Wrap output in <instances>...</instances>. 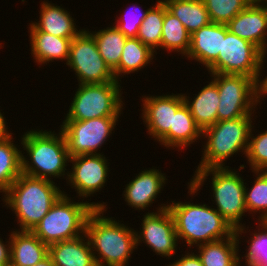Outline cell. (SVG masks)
Here are the masks:
<instances>
[{
    "instance_id": "cell-1",
    "label": "cell",
    "mask_w": 267,
    "mask_h": 266,
    "mask_svg": "<svg viewBox=\"0 0 267 266\" xmlns=\"http://www.w3.org/2000/svg\"><path fill=\"white\" fill-rule=\"evenodd\" d=\"M54 183L21 173L5 192L4 201L15 211L21 231H32L64 194Z\"/></svg>"
},
{
    "instance_id": "cell-2",
    "label": "cell",
    "mask_w": 267,
    "mask_h": 266,
    "mask_svg": "<svg viewBox=\"0 0 267 266\" xmlns=\"http://www.w3.org/2000/svg\"><path fill=\"white\" fill-rule=\"evenodd\" d=\"M104 211L95 209L89 215L83 236L88 238L92 251L99 254L98 258L94 256L97 266H126L133 249L137 248L136 232L112 218L103 217Z\"/></svg>"
},
{
    "instance_id": "cell-3",
    "label": "cell",
    "mask_w": 267,
    "mask_h": 266,
    "mask_svg": "<svg viewBox=\"0 0 267 266\" xmlns=\"http://www.w3.org/2000/svg\"><path fill=\"white\" fill-rule=\"evenodd\" d=\"M168 209L174 219L178 240L184 239L188 246L226 239L236 232L216 209L206 204L173 201Z\"/></svg>"
},
{
    "instance_id": "cell-4",
    "label": "cell",
    "mask_w": 267,
    "mask_h": 266,
    "mask_svg": "<svg viewBox=\"0 0 267 266\" xmlns=\"http://www.w3.org/2000/svg\"><path fill=\"white\" fill-rule=\"evenodd\" d=\"M21 144L31 160V162L26 160L22 154L23 174L48 180H51L49 177L52 176L55 178L65 175V167L67 161L70 162V155L61 131L56 136V133L51 131L30 130L23 135Z\"/></svg>"
},
{
    "instance_id": "cell-5",
    "label": "cell",
    "mask_w": 267,
    "mask_h": 266,
    "mask_svg": "<svg viewBox=\"0 0 267 266\" xmlns=\"http://www.w3.org/2000/svg\"><path fill=\"white\" fill-rule=\"evenodd\" d=\"M101 203L71 202L63 194L41 219L32 232L48 246L85 234L86 222L95 209H105Z\"/></svg>"
},
{
    "instance_id": "cell-6",
    "label": "cell",
    "mask_w": 267,
    "mask_h": 266,
    "mask_svg": "<svg viewBox=\"0 0 267 266\" xmlns=\"http://www.w3.org/2000/svg\"><path fill=\"white\" fill-rule=\"evenodd\" d=\"M193 180L189 185L190 194L197 193L209 174L212 175L213 197L217 211L236 230V234L243 233L245 229L240 220L245 212V185L243 179L226 166L223 168H208L196 170ZM240 223V224H239Z\"/></svg>"
},
{
    "instance_id": "cell-7",
    "label": "cell",
    "mask_w": 267,
    "mask_h": 266,
    "mask_svg": "<svg viewBox=\"0 0 267 266\" xmlns=\"http://www.w3.org/2000/svg\"><path fill=\"white\" fill-rule=\"evenodd\" d=\"M251 115L232 120L217 121L204 129L202 136L208 137L202 161L196 170L223 168V162L242 150L246 156L252 128Z\"/></svg>"
},
{
    "instance_id": "cell-8",
    "label": "cell",
    "mask_w": 267,
    "mask_h": 266,
    "mask_svg": "<svg viewBox=\"0 0 267 266\" xmlns=\"http://www.w3.org/2000/svg\"><path fill=\"white\" fill-rule=\"evenodd\" d=\"M211 74L219 93L217 121L252 115L253 107L260 103L258 82L245 75Z\"/></svg>"
},
{
    "instance_id": "cell-9",
    "label": "cell",
    "mask_w": 267,
    "mask_h": 266,
    "mask_svg": "<svg viewBox=\"0 0 267 266\" xmlns=\"http://www.w3.org/2000/svg\"><path fill=\"white\" fill-rule=\"evenodd\" d=\"M119 87V82L79 84L65 120L85 121L120 115L123 101Z\"/></svg>"
},
{
    "instance_id": "cell-10",
    "label": "cell",
    "mask_w": 267,
    "mask_h": 266,
    "mask_svg": "<svg viewBox=\"0 0 267 266\" xmlns=\"http://www.w3.org/2000/svg\"><path fill=\"white\" fill-rule=\"evenodd\" d=\"M264 57L256 45L228 31L222 37L218 58L207 69L211 73L245 75L259 83Z\"/></svg>"
},
{
    "instance_id": "cell-11",
    "label": "cell",
    "mask_w": 267,
    "mask_h": 266,
    "mask_svg": "<svg viewBox=\"0 0 267 266\" xmlns=\"http://www.w3.org/2000/svg\"><path fill=\"white\" fill-rule=\"evenodd\" d=\"M66 64L76 72L79 84L118 82L100 55L94 37L84 29L71 40Z\"/></svg>"
},
{
    "instance_id": "cell-12",
    "label": "cell",
    "mask_w": 267,
    "mask_h": 266,
    "mask_svg": "<svg viewBox=\"0 0 267 266\" xmlns=\"http://www.w3.org/2000/svg\"><path fill=\"white\" fill-rule=\"evenodd\" d=\"M119 116L94 118L85 121L64 120L61 126L70 157L97 153L111 135Z\"/></svg>"
},
{
    "instance_id": "cell-13",
    "label": "cell",
    "mask_w": 267,
    "mask_h": 266,
    "mask_svg": "<svg viewBox=\"0 0 267 266\" xmlns=\"http://www.w3.org/2000/svg\"><path fill=\"white\" fill-rule=\"evenodd\" d=\"M142 220L141 235L136 232V245L143 240L156 254L168 258L176 253L177 232L168 204L158 208V212H148ZM142 240V241H141Z\"/></svg>"
},
{
    "instance_id": "cell-14",
    "label": "cell",
    "mask_w": 267,
    "mask_h": 266,
    "mask_svg": "<svg viewBox=\"0 0 267 266\" xmlns=\"http://www.w3.org/2000/svg\"><path fill=\"white\" fill-rule=\"evenodd\" d=\"M73 162L68 181L77 189L79 196L88 197L104 187L108 176L107 159L101 154L70 157Z\"/></svg>"
},
{
    "instance_id": "cell-15",
    "label": "cell",
    "mask_w": 267,
    "mask_h": 266,
    "mask_svg": "<svg viewBox=\"0 0 267 266\" xmlns=\"http://www.w3.org/2000/svg\"><path fill=\"white\" fill-rule=\"evenodd\" d=\"M226 25L232 34L253 43L266 54L267 0H253Z\"/></svg>"
},
{
    "instance_id": "cell-16",
    "label": "cell",
    "mask_w": 267,
    "mask_h": 266,
    "mask_svg": "<svg viewBox=\"0 0 267 266\" xmlns=\"http://www.w3.org/2000/svg\"><path fill=\"white\" fill-rule=\"evenodd\" d=\"M143 120L148 132L160 141L173 128V113L184 103L183 94L145 97Z\"/></svg>"
},
{
    "instance_id": "cell-17",
    "label": "cell",
    "mask_w": 267,
    "mask_h": 266,
    "mask_svg": "<svg viewBox=\"0 0 267 266\" xmlns=\"http://www.w3.org/2000/svg\"><path fill=\"white\" fill-rule=\"evenodd\" d=\"M226 24L210 22L191 34L187 57L209 67L217 58L222 46V37L228 32Z\"/></svg>"
},
{
    "instance_id": "cell-18",
    "label": "cell",
    "mask_w": 267,
    "mask_h": 266,
    "mask_svg": "<svg viewBox=\"0 0 267 266\" xmlns=\"http://www.w3.org/2000/svg\"><path fill=\"white\" fill-rule=\"evenodd\" d=\"M166 180V176L157 169L142 171L127 184L124 190L125 201L132 208L145 209L156 199Z\"/></svg>"
},
{
    "instance_id": "cell-19",
    "label": "cell",
    "mask_w": 267,
    "mask_h": 266,
    "mask_svg": "<svg viewBox=\"0 0 267 266\" xmlns=\"http://www.w3.org/2000/svg\"><path fill=\"white\" fill-rule=\"evenodd\" d=\"M10 240V263L33 266L49 254V246L32 231H13Z\"/></svg>"
},
{
    "instance_id": "cell-20",
    "label": "cell",
    "mask_w": 267,
    "mask_h": 266,
    "mask_svg": "<svg viewBox=\"0 0 267 266\" xmlns=\"http://www.w3.org/2000/svg\"><path fill=\"white\" fill-rule=\"evenodd\" d=\"M84 241V242H83ZM83 236L49 245L54 266H97L89 240Z\"/></svg>"
},
{
    "instance_id": "cell-21",
    "label": "cell",
    "mask_w": 267,
    "mask_h": 266,
    "mask_svg": "<svg viewBox=\"0 0 267 266\" xmlns=\"http://www.w3.org/2000/svg\"><path fill=\"white\" fill-rule=\"evenodd\" d=\"M39 22L30 25V31H41L60 38H74L81 30L75 28L74 19L67 10L42 2Z\"/></svg>"
},
{
    "instance_id": "cell-22",
    "label": "cell",
    "mask_w": 267,
    "mask_h": 266,
    "mask_svg": "<svg viewBox=\"0 0 267 266\" xmlns=\"http://www.w3.org/2000/svg\"><path fill=\"white\" fill-rule=\"evenodd\" d=\"M194 98L191 103L188 97L183 94L184 102L189 108L196 125L203 131L217 122V109L219 105L217 84L212 80Z\"/></svg>"
},
{
    "instance_id": "cell-23",
    "label": "cell",
    "mask_w": 267,
    "mask_h": 266,
    "mask_svg": "<svg viewBox=\"0 0 267 266\" xmlns=\"http://www.w3.org/2000/svg\"><path fill=\"white\" fill-rule=\"evenodd\" d=\"M239 236L236 232L226 239H220L197 246L198 257L203 266H240L238 256Z\"/></svg>"
},
{
    "instance_id": "cell-24",
    "label": "cell",
    "mask_w": 267,
    "mask_h": 266,
    "mask_svg": "<svg viewBox=\"0 0 267 266\" xmlns=\"http://www.w3.org/2000/svg\"><path fill=\"white\" fill-rule=\"evenodd\" d=\"M201 134V135H200ZM202 136L185 102L173 113V128L159 141L165 147H187Z\"/></svg>"
},
{
    "instance_id": "cell-25",
    "label": "cell",
    "mask_w": 267,
    "mask_h": 266,
    "mask_svg": "<svg viewBox=\"0 0 267 266\" xmlns=\"http://www.w3.org/2000/svg\"><path fill=\"white\" fill-rule=\"evenodd\" d=\"M31 53L38 64L52 60H68L73 38H60L41 31H30Z\"/></svg>"
},
{
    "instance_id": "cell-26",
    "label": "cell",
    "mask_w": 267,
    "mask_h": 266,
    "mask_svg": "<svg viewBox=\"0 0 267 266\" xmlns=\"http://www.w3.org/2000/svg\"><path fill=\"white\" fill-rule=\"evenodd\" d=\"M167 10L177 17L190 34L211 21L202 0H163Z\"/></svg>"
},
{
    "instance_id": "cell-27",
    "label": "cell",
    "mask_w": 267,
    "mask_h": 266,
    "mask_svg": "<svg viewBox=\"0 0 267 266\" xmlns=\"http://www.w3.org/2000/svg\"><path fill=\"white\" fill-rule=\"evenodd\" d=\"M153 55L154 51L138 38H127L119 65L113 70L116 81L122 73L130 74L146 66L154 58Z\"/></svg>"
},
{
    "instance_id": "cell-28",
    "label": "cell",
    "mask_w": 267,
    "mask_h": 266,
    "mask_svg": "<svg viewBox=\"0 0 267 266\" xmlns=\"http://www.w3.org/2000/svg\"><path fill=\"white\" fill-rule=\"evenodd\" d=\"M191 44V34L183 23L167 10L164 3V20L160 48L175 50L187 55Z\"/></svg>"
},
{
    "instance_id": "cell-29",
    "label": "cell",
    "mask_w": 267,
    "mask_h": 266,
    "mask_svg": "<svg viewBox=\"0 0 267 266\" xmlns=\"http://www.w3.org/2000/svg\"><path fill=\"white\" fill-rule=\"evenodd\" d=\"M90 34L94 37L103 60L113 71L119 65L127 37L115 26Z\"/></svg>"
},
{
    "instance_id": "cell-30",
    "label": "cell",
    "mask_w": 267,
    "mask_h": 266,
    "mask_svg": "<svg viewBox=\"0 0 267 266\" xmlns=\"http://www.w3.org/2000/svg\"><path fill=\"white\" fill-rule=\"evenodd\" d=\"M11 139L0 141V192L3 193L22 173V153Z\"/></svg>"
},
{
    "instance_id": "cell-31",
    "label": "cell",
    "mask_w": 267,
    "mask_h": 266,
    "mask_svg": "<svg viewBox=\"0 0 267 266\" xmlns=\"http://www.w3.org/2000/svg\"><path fill=\"white\" fill-rule=\"evenodd\" d=\"M157 2L156 6L148 9L137 34V38L154 52L161 44L164 20V2L163 0Z\"/></svg>"
},
{
    "instance_id": "cell-32",
    "label": "cell",
    "mask_w": 267,
    "mask_h": 266,
    "mask_svg": "<svg viewBox=\"0 0 267 266\" xmlns=\"http://www.w3.org/2000/svg\"><path fill=\"white\" fill-rule=\"evenodd\" d=\"M255 174L257 178L249 192L245 186V206L247 211H261L259 221L265 222L267 221V171L257 170Z\"/></svg>"
},
{
    "instance_id": "cell-33",
    "label": "cell",
    "mask_w": 267,
    "mask_h": 266,
    "mask_svg": "<svg viewBox=\"0 0 267 266\" xmlns=\"http://www.w3.org/2000/svg\"><path fill=\"white\" fill-rule=\"evenodd\" d=\"M210 21L227 24L234 16L244 10L253 0H202Z\"/></svg>"
},
{
    "instance_id": "cell-34",
    "label": "cell",
    "mask_w": 267,
    "mask_h": 266,
    "mask_svg": "<svg viewBox=\"0 0 267 266\" xmlns=\"http://www.w3.org/2000/svg\"><path fill=\"white\" fill-rule=\"evenodd\" d=\"M260 232L254 233L253 237L250 238L251 243L248 249L246 258L247 266H267V221L261 222Z\"/></svg>"
},
{
    "instance_id": "cell-35",
    "label": "cell",
    "mask_w": 267,
    "mask_h": 266,
    "mask_svg": "<svg viewBox=\"0 0 267 266\" xmlns=\"http://www.w3.org/2000/svg\"><path fill=\"white\" fill-rule=\"evenodd\" d=\"M251 134L252 128L249 135L248 150L246 153V157L252 168L251 170H253V172L257 170L267 171V130L258 134V136L256 135V137Z\"/></svg>"
},
{
    "instance_id": "cell-36",
    "label": "cell",
    "mask_w": 267,
    "mask_h": 266,
    "mask_svg": "<svg viewBox=\"0 0 267 266\" xmlns=\"http://www.w3.org/2000/svg\"><path fill=\"white\" fill-rule=\"evenodd\" d=\"M147 11L148 9L145 12H143V14L141 12L140 16H137L138 18L134 17L131 18V20L130 19L127 20L128 18L126 19V16L125 20L124 17L121 16L120 18L122 20L120 21L117 20V24H115V27H117L127 38H137L138 30L141 26L143 19L146 17Z\"/></svg>"
},
{
    "instance_id": "cell-37",
    "label": "cell",
    "mask_w": 267,
    "mask_h": 266,
    "mask_svg": "<svg viewBox=\"0 0 267 266\" xmlns=\"http://www.w3.org/2000/svg\"><path fill=\"white\" fill-rule=\"evenodd\" d=\"M169 266H203V264L198 255L193 252L192 254L187 253V255L176 260L172 265L169 264Z\"/></svg>"
},
{
    "instance_id": "cell-38",
    "label": "cell",
    "mask_w": 267,
    "mask_h": 266,
    "mask_svg": "<svg viewBox=\"0 0 267 266\" xmlns=\"http://www.w3.org/2000/svg\"><path fill=\"white\" fill-rule=\"evenodd\" d=\"M8 263H10V241H8L6 245L0 238V266H4Z\"/></svg>"
},
{
    "instance_id": "cell-39",
    "label": "cell",
    "mask_w": 267,
    "mask_h": 266,
    "mask_svg": "<svg viewBox=\"0 0 267 266\" xmlns=\"http://www.w3.org/2000/svg\"><path fill=\"white\" fill-rule=\"evenodd\" d=\"M5 118L3 117V115L0 112V141H3L5 139H8L9 137H12V133H9L7 131V126H6V122L4 120Z\"/></svg>"
},
{
    "instance_id": "cell-40",
    "label": "cell",
    "mask_w": 267,
    "mask_h": 266,
    "mask_svg": "<svg viewBox=\"0 0 267 266\" xmlns=\"http://www.w3.org/2000/svg\"><path fill=\"white\" fill-rule=\"evenodd\" d=\"M260 85H258L259 88V100H260V96L261 95H266L267 94V77H265V79H263L262 81H259Z\"/></svg>"
},
{
    "instance_id": "cell-41",
    "label": "cell",
    "mask_w": 267,
    "mask_h": 266,
    "mask_svg": "<svg viewBox=\"0 0 267 266\" xmlns=\"http://www.w3.org/2000/svg\"><path fill=\"white\" fill-rule=\"evenodd\" d=\"M33 266H54L52 258L48 254L43 260L39 261Z\"/></svg>"
},
{
    "instance_id": "cell-42",
    "label": "cell",
    "mask_w": 267,
    "mask_h": 266,
    "mask_svg": "<svg viewBox=\"0 0 267 266\" xmlns=\"http://www.w3.org/2000/svg\"><path fill=\"white\" fill-rule=\"evenodd\" d=\"M4 266H15V265H13L12 263H8V264H6Z\"/></svg>"
}]
</instances>
